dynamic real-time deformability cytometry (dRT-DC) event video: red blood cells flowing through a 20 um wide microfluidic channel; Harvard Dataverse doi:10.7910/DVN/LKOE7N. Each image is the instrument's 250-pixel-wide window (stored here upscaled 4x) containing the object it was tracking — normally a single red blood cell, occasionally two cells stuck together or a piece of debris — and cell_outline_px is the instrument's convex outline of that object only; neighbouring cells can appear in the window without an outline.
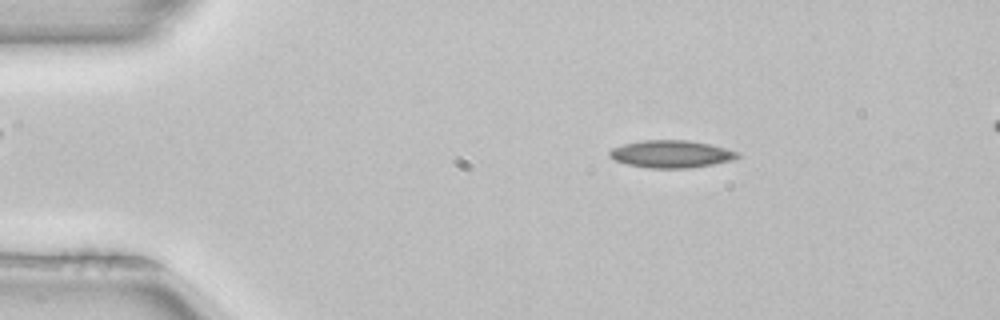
{"species": "common noctule bat (a hibernating species)", "species_latin": "Nyctalus noctula", "temperature_condition": "room temperature", "stored_images_in_passage": 3, "segment_of_instrument_passage": [1, 2], "camera_frame_rate_fps": 3000, "um_per_image_px": 0.085, "animal": {"sex": "female", "body_mass_g": 22.7, "forearm_length_mm": 54.2}, "frame": {"image": 1, "passage_image": 1, "time_ms": 0.0, "image_size_px": [1000, 320], "cell_outline_px": [[740, 156], [732, 160], [712, 164], [688, 168], [652, 168], [628, 164], [616, 160], [608, 152], [612, 148], [624, 144], [640, 140], [688, 140], [708, 144], [740, 152]], "centroid_in_image_um": [57.07, 13.08], "position_along_channel_um": 27.9, "area_um2": 20.17}}